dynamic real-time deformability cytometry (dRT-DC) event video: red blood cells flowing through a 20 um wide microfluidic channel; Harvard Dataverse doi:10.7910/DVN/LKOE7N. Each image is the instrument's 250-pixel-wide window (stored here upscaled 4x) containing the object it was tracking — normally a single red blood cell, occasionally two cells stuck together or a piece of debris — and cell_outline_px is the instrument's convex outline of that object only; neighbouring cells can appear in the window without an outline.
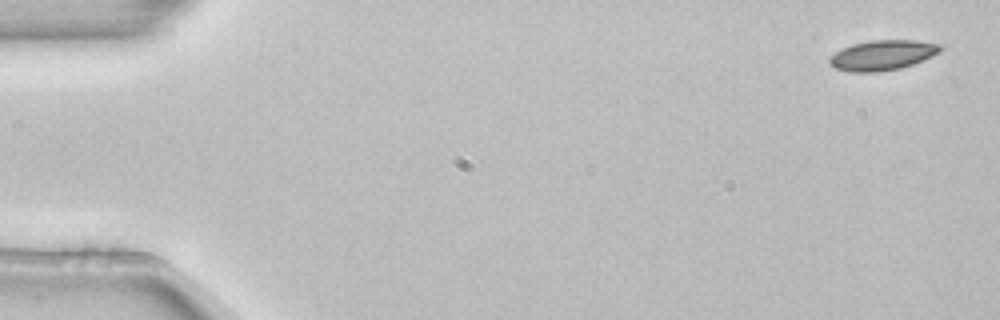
{"species": "common noctule bat (a hibernating species)", "species_latin": "Nyctalus noctula", "temperature_condition": "room temperature", "stored_images_in_passage": 5, "camera_frame_rate_fps": 3000, "um_per_image_px": 0.085, "animal": {"sex": "female", "body_mass_g": 22.7, "forearm_length_mm": 54.2}, "frame": {"image": 1, "passage_image": 1, "time_ms": 0.0, "image_size_px": [1000, 320], "cell_outline_px": [[940, 52], [932, 56], [912, 64], [900, 68], [876, 72], [848, 72], [836, 68], [828, 64], [828, 60], [836, 52], [852, 44], [872, 40], [916, 40], [940, 44]], "centroid_in_image_um": [74.99, 4.69], "position_along_channel_um": 10.0, "area_um2": 19.25}}